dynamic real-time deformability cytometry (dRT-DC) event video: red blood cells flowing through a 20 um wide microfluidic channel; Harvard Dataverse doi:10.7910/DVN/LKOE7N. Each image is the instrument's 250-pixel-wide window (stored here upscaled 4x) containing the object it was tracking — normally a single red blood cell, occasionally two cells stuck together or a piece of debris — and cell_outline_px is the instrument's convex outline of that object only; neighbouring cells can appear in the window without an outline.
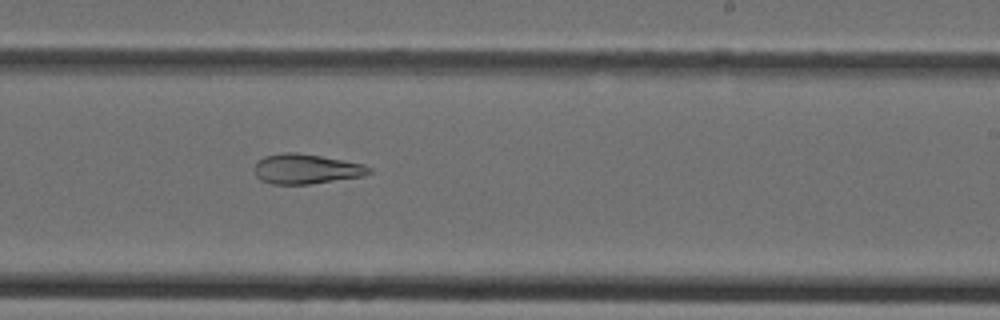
{"species": "Egyptian fruit bat (a non-hibernating species)", "species_latin": "Rousettus aegyptiacus", "temperature_condition": "cold", "stored_images_in_passage": 37, "camera_frame_rate_fps": 3000, "um_per_image_px": 0.085, "animal": {"sex": "female"}, "frame": {"image": 1, "passage_image": 22, "time_ms": 7.0, "image_size_px": [1000, 320], "cell_outline_px": [[372, 172], [364, 176], [308, 184], [272, 184], [260, 180], [256, 176], [252, 168], [264, 156], [284, 152], [296, 152], [344, 160], [364, 164], [372, 168]], "centroid_in_image_um": [26.02, 14.36], "position_along_channel_um": 263.0, "area_um2": 20.06}}